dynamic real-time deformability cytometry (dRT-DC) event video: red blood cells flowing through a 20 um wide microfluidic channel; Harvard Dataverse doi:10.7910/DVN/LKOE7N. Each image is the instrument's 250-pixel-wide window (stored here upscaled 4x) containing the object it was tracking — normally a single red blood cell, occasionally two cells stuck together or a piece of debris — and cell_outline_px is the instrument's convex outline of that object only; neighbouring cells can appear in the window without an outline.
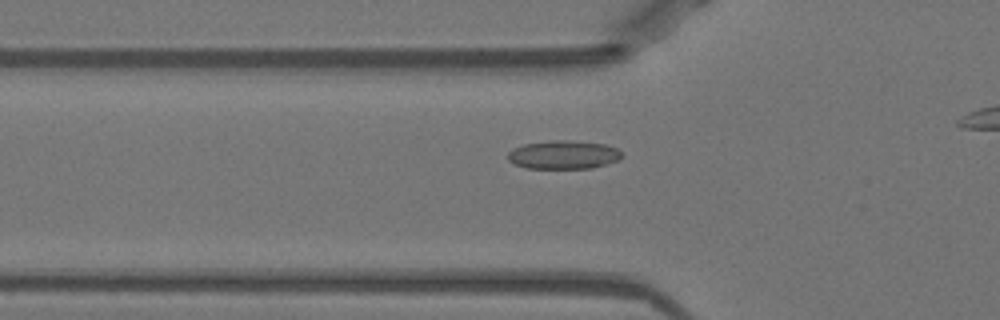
{"species": "Egyptian fruit bat (a non-hibernating species)", "species_latin": "Rousettus aegyptiacus", "temperature_condition": "warm", "stored_images_in_passage": 38, "camera_frame_rate_fps": 3000, "um_per_image_px": 0.085, "animal": {"sex": "female"}, "frame": {"image": 1, "passage_image": 13, "time_ms": 4.0, "image_size_px": [1000, 320], "cell_outline_px": [[624, 156], [620, 160], [592, 168], [524, 168], [508, 160], [508, 152], [512, 148], [524, 144], [552, 140], [568, 140], [604, 144], [616, 148]], "centroid_in_image_um": [47.9, 13.15], "position_along_channel_um": 77.9, "area_um2": 18.96}}
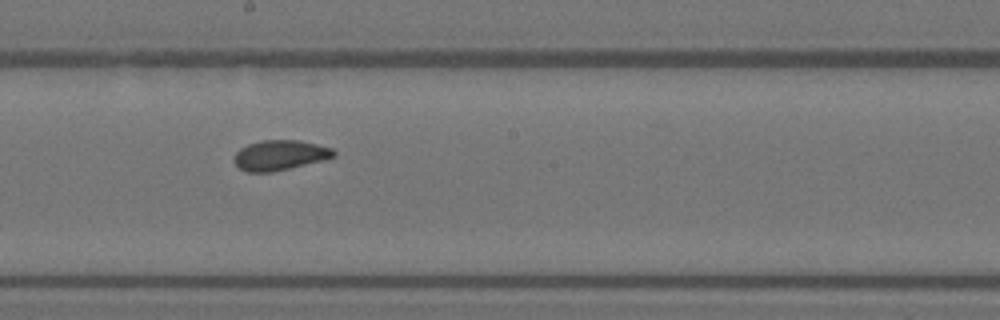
{"frame": {"image": 2, "passage_image": 24, "time_ms": 7.667, "image_size_px": [1000, 320], "cell_outline_px": [[336, 156], [324, 160], [272, 172], [248, 172], [240, 168], [232, 160], [236, 152], [240, 148], [248, 144], [260, 140], [296, 140], [316, 144], [332, 148], [336, 152]], "centroid_in_image_um": [23.78, 13.19], "position_along_channel_um": 224.4, "area_um2": 17.46}}
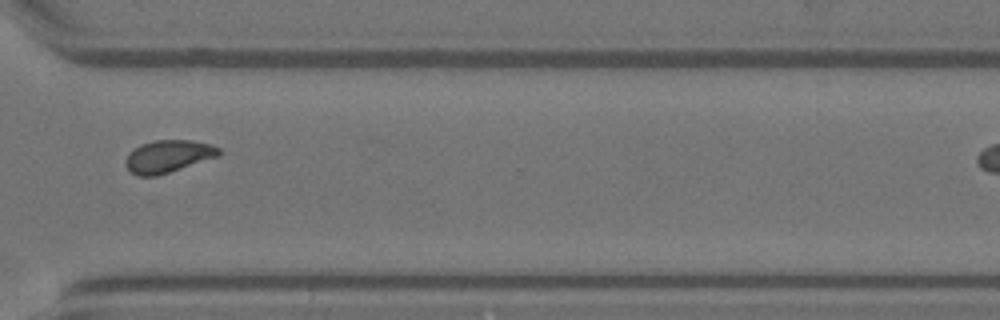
{"frame": {"image": 3, "passage_image": 34, "time_ms": 11.0, "image_size_px": [1000, 320], "cell_outline_px": [[220, 156], [156, 176], [136, 176], [124, 164], [124, 160], [128, 152], [140, 144], [156, 140], [192, 140], [212, 144], [220, 148]], "centroid_in_image_um": [14.28, 13.28], "position_along_channel_um": 356.3, "area_um2": 17.8}}